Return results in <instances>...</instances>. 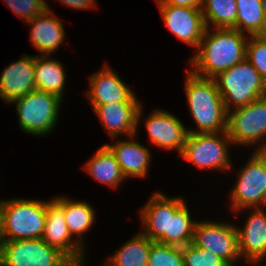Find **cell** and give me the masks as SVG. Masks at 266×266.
Instances as JSON below:
<instances>
[{
	"label": "cell",
	"mask_w": 266,
	"mask_h": 266,
	"mask_svg": "<svg viewBox=\"0 0 266 266\" xmlns=\"http://www.w3.org/2000/svg\"><path fill=\"white\" fill-rule=\"evenodd\" d=\"M206 28L194 57L191 72L214 79L246 58L247 37L233 28Z\"/></svg>",
	"instance_id": "6da1fadb"
},
{
	"label": "cell",
	"mask_w": 266,
	"mask_h": 266,
	"mask_svg": "<svg viewBox=\"0 0 266 266\" xmlns=\"http://www.w3.org/2000/svg\"><path fill=\"white\" fill-rule=\"evenodd\" d=\"M185 92L191 115L198 130L188 133L227 131L228 112L214 79L203 78L187 70Z\"/></svg>",
	"instance_id": "7a4b0ae2"
},
{
	"label": "cell",
	"mask_w": 266,
	"mask_h": 266,
	"mask_svg": "<svg viewBox=\"0 0 266 266\" xmlns=\"http://www.w3.org/2000/svg\"><path fill=\"white\" fill-rule=\"evenodd\" d=\"M47 202L12 199L3 201L2 241L40 239L46 222Z\"/></svg>",
	"instance_id": "3957f363"
},
{
	"label": "cell",
	"mask_w": 266,
	"mask_h": 266,
	"mask_svg": "<svg viewBox=\"0 0 266 266\" xmlns=\"http://www.w3.org/2000/svg\"><path fill=\"white\" fill-rule=\"evenodd\" d=\"M214 80L227 112L266 96V83L246 58Z\"/></svg>",
	"instance_id": "277c9868"
},
{
	"label": "cell",
	"mask_w": 266,
	"mask_h": 266,
	"mask_svg": "<svg viewBox=\"0 0 266 266\" xmlns=\"http://www.w3.org/2000/svg\"><path fill=\"white\" fill-rule=\"evenodd\" d=\"M61 99L55 94L34 90L14 100L19 126L27 134L46 135L51 132L58 120Z\"/></svg>",
	"instance_id": "5b68a950"
},
{
	"label": "cell",
	"mask_w": 266,
	"mask_h": 266,
	"mask_svg": "<svg viewBox=\"0 0 266 266\" xmlns=\"http://www.w3.org/2000/svg\"><path fill=\"white\" fill-rule=\"evenodd\" d=\"M59 249L40 239L0 242V266H74Z\"/></svg>",
	"instance_id": "8992f818"
},
{
	"label": "cell",
	"mask_w": 266,
	"mask_h": 266,
	"mask_svg": "<svg viewBox=\"0 0 266 266\" xmlns=\"http://www.w3.org/2000/svg\"><path fill=\"white\" fill-rule=\"evenodd\" d=\"M231 191L233 211L266 206V151H255ZM263 204V205H262Z\"/></svg>",
	"instance_id": "52a82bcc"
},
{
	"label": "cell",
	"mask_w": 266,
	"mask_h": 266,
	"mask_svg": "<svg viewBox=\"0 0 266 266\" xmlns=\"http://www.w3.org/2000/svg\"><path fill=\"white\" fill-rule=\"evenodd\" d=\"M231 143L227 131L188 133L180 155L201 169L214 168L227 171L232 166L228 155V145Z\"/></svg>",
	"instance_id": "ba28073f"
},
{
	"label": "cell",
	"mask_w": 266,
	"mask_h": 266,
	"mask_svg": "<svg viewBox=\"0 0 266 266\" xmlns=\"http://www.w3.org/2000/svg\"><path fill=\"white\" fill-rule=\"evenodd\" d=\"M227 132L233 144L254 145L266 135V96L228 112Z\"/></svg>",
	"instance_id": "9c48e42d"
},
{
	"label": "cell",
	"mask_w": 266,
	"mask_h": 266,
	"mask_svg": "<svg viewBox=\"0 0 266 266\" xmlns=\"http://www.w3.org/2000/svg\"><path fill=\"white\" fill-rule=\"evenodd\" d=\"M192 244L219 256L229 266L241 257L237 229L230 223L197 221Z\"/></svg>",
	"instance_id": "30bf717a"
},
{
	"label": "cell",
	"mask_w": 266,
	"mask_h": 266,
	"mask_svg": "<svg viewBox=\"0 0 266 266\" xmlns=\"http://www.w3.org/2000/svg\"><path fill=\"white\" fill-rule=\"evenodd\" d=\"M140 210L141 221L145 230L141 231L151 241L169 245L170 214H175L184 204L181 197L169 198L162 193H155Z\"/></svg>",
	"instance_id": "8fae6325"
},
{
	"label": "cell",
	"mask_w": 266,
	"mask_h": 266,
	"mask_svg": "<svg viewBox=\"0 0 266 266\" xmlns=\"http://www.w3.org/2000/svg\"><path fill=\"white\" fill-rule=\"evenodd\" d=\"M158 7L168 30L188 45L198 48L206 30L202 9L165 3H158Z\"/></svg>",
	"instance_id": "7c38bea8"
},
{
	"label": "cell",
	"mask_w": 266,
	"mask_h": 266,
	"mask_svg": "<svg viewBox=\"0 0 266 266\" xmlns=\"http://www.w3.org/2000/svg\"><path fill=\"white\" fill-rule=\"evenodd\" d=\"M42 240L49 246L59 249L75 265L84 263V248L71 236L63 209L54 199L47 202Z\"/></svg>",
	"instance_id": "4fadbf2b"
},
{
	"label": "cell",
	"mask_w": 266,
	"mask_h": 266,
	"mask_svg": "<svg viewBox=\"0 0 266 266\" xmlns=\"http://www.w3.org/2000/svg\"><path fill=\"white\" fill-rule=\"evenodd\" d=\"M98 115L104 129L112 138L119 134L129 136L136 135L138 123L142 117V105L140 102H113L103 105H92Z\"/></svg>",
	"instance_id": "5bb4252c"
},
{
	"label": "cell",
	"mask_w": 266,
	"mask_h": 266,
	"mask_svg": "<svg viewBox=\"0 0 266 266\" xmlns=\"http://www.w3.org/2000/svg\"><path fill=\"white\" fill-rule=\"evenodd\" d=\"M144 123L155 146L166 150L177 149L179 155L182 153L188 131L180 119L167 111L156 109Z\"/></svg>",
	"instance_id": "9a60e30c"
},
{
	"label": "cell",
	"mask_w": 266,
	"mask_h": 266,
	"mask_svg": "<svg viewBox=\"0 0 266 266\" xmlns=\"http://www.w3.org/2000/svg\"><path fill=\"white\" fill-rule=\"evenodd\" d=\"M36 90L35 56L25 55L7 66L0 77V99L7 103Z\"/></svg>",
	"instance_id": "2e32d148"
},
{
	"label": "cell",
	"mask_w": 266,
	"mask_h": 266,
	"mask_svg": "<svg viewBox=\"0 0 266 266\" xmlns=\"http://www.w3.org/2000/svg\"><path fill=\"white\" fill-rule=\"evenodd\" d=\"M88 100L92 105H103L115 102H140L109 66H104L90 77Z\"/></svg>",
	"instance_id": "e0dca14e"
},
{
	"label": "cell",
	"mask_w": 266,
	"mask_h": 266,
	"mask_svg": "<svg viewBox=\"0 0 266 266\" xmlns=\"http://www.w3.org/2000/svg\"><path fill=\"white\" fill-rule=\"evenodd\" d=\"M240 256L256 264L266 257V213L253 209L242 229L236 227Z\"/></svg>",
	"instance_id": "ac0fdd59"
},
{
	"label": "cell",
	"mask_w": 266,
	"mask_h": 266,
	"mask_svg": "<svg viewBox=\"0 0 266 266\" xmlns=\"http://www.w3.org/2000/svg\"><path fill=\"white\" fill-rule=\"evenodd\" d=\"M31 25L30 40L41 55H50L64 42L65 29L62 21L47 9L39 16L26 22Z\"/></svg>",
	"instance_id": "d6986e66"
},
{
	"label": "cell",
	"mask_w": 266,
	"mask_h": 266,
	"mask_svg": "<svg viewBox=\"0 0 266 266\" xmlns=\"http://www.w3.org/2000/svg\"><path fill=\"white\" fill-rule=\"evenodd\" d=\"M135 136L130 137L132 140H117L113 145L105 144L115 155L125 178L146 177L149 171L150 151L139 142H135Z\"/></svg>",
	"instance_id": "ffe728a7"
},
{
	"label": "cell",
	"mask_w": 266,
	"mask_h": 266,
	"mask_svg": "<svg viewBox=\"0 0 266 266\" xmlns=\"http://www.w3.org/2000/svg\"><path fill=\"white\" fill-rule=\"evenodd\" d=\"M84 169L96 181L111 188H116L126 179L115 155L105 144L87 161Z\"/></svg>",
	"instance_id": "44dd1931"
},
{
	"label": "cell",
	"mask_w": 266,
	"mask_h": 266,
	"mask_svg": "<svg viewBox=\"0 0 266 266\" xmlns=\"http://www.w3.org/2000/svg\"><path fill=\"white\" fill-rule=\"evenodd\" d=\"M54 200L62 207L66 217V225L72 237L77 234V242L84 248L83 234L90 229L95 221V211L87 202L73 201L65 197Z\"/></svg>",
	"instance_id": "7402d4cb"
},
{
	"label": "cell",
	"mask_w": 266,
	"mask_h": 266,
	"mask_svg": "<svg viewBox=\"0 0 266 266\" xmlns=\"http://www.w3.org/2000/svg\"><path fill=\"white\" fill-rule=\"evenodd\" d=\"M49 55L35 56L36 89L63 97L65 73L59 61L48 59Z\"/></svg>",
	"instance_id": "603a6c76"
},
{
	"label": "cell",
	"mask_w": 266,
	"mask_h": 266,
	"mask_svg": "<svg viewBox=\"0 0 266 266\" xmlns=\"http://www.w3.org/2000/svg\"><path fill=\"white\" fill-rule=\"evenodd\" d=\"M150 248L151 240L139 232L106 262L110 266H148Z\"/></svg>",
	"instance_id": "cb8c5ba5"
},
{
	"label": "cell",
	"mask_w": 266,
	"mask_h": 266,
	"mask_svg": "<svg viewBox=\"0 0 266 266\" xmlns=\"http://www.w3.org/2000/svg\"><path fill=\"white\" fill-rule=\"evenodd\" d=\"M206 28L235 29L236 0H202L201 7Z\"/></svg>",
	"instance_id": "d4e9b609"
},
{
	"label": "cell",
	"mask_w": 266,
	"mask_h": 266,
	"mask_svg": "<svg viewBox=\"0 0 266 266\" xmlns=\"http://www.w3.org/2000/svg\"><path fill=\"white\" fill-rule=\"evenodd\" d=\"M237 16L235 29L248 36H256L262 27L266 0H236Z\"/></svg>",
	"instance_id": "484cf974"
},
{
	"label": "cell",
	"mask_w": 266,
	"mask_h": 266,
	"mask_svg": "<svg viewBox=\"0 0 266 266\" xmlns=\"http://www.w3.org/2000/svg\"><path fill=\"white\" fill-rule=\"evenodd\" d=\"M196 223L192 221L186 204L175 214H170L169 246L184 247L192 243Z\"/></svg>",
	"instance_id": "4316f807"
},
{
	"label": "cell",
	"mask_w": 266,
	"mask_h": 266,
	"mask_svg": "<svg viewBox=\"0 0 266 266\" xmlns=\"http://www.w3.org/2000/svg\"><path fill=\"white\" fill-rule=\"evenodd\" d=\"M148 266H184L182 247L151 241Z\"/></svg>",
	"instance_id": "83f0119b"
},
{
	"label": "cell",
	"mask_w": 266,
	"mask_h": 266,
	"mask_svg": "<svg viewBox=\"0 0 266 266\" xmlns=\"http://www.w3.org/2000/svg\"><path fill=\"white\" fill-rule=\"evenodd\" d=\"M182 254L184 266H229L219 256L192 243L182 247Z\"/></svg>",
	"instance_id": "f1b7e54d"
},
{
	"label": "cell",
	"mask_w": 266,
	"mask_h": 266,
	"mask_svg": "<svg viewBox=\"0 0 266 266\" xmlns=\"http://www.w3.org/2000/svg\"><path fill=\"white\" fill-rule=\"evenodd\" d=\"M246 59L266 83V42L256 36H250L246 44Z\"/></svg>",
	"instance_id": "f546056e"
},
{
	"label": "cell",
	"mask_w": 266,
	"mask_h": 266,
	"mask_svg": "<svg viewBox=\"0 0 266 266\" xmlns=\"http://www.w3.org/2000/svg\"><path fill=\"white\" fill-rule=\"evenodd\" d=\"M4 2L25 22L36 18L47 9L45 0H4Z\"/></svg>",
	"instance_id": "4dcf8cb0"
},
{
	"label": "cell",
	"mask_w": 266,
	"mask_h": 266,
	"mask_svg": "<svg viewBox=\"0 0 266 266\" xmlns=\"http://www.w3.org/2000/svg\"><path fill=\"white\" fill-rule=\"evenodd\" d=\"M59 1L66 6L81 10L92 8L96 5L95 3L96 0H59Z\"/></svg>",
	"instance_id": "1f68e13d"
},
{
	"label": "cell",
	"mask_w": 266,
	"mask_h": 266,
	"mask_svg": "<svg viewBox=\"0 0 266 266\" xmlns=\"http://www.w3.org/2000/svg\"><path fill=\"white\" fill-rule=\"evenodd\" d=\"M157 3L171 4L174 6L201 7L202 0H157Z\"/></svg>",
	"instance_id": "d6a6232c"
},
{
	"label": "cell",
	"mask_w": 266,
	"mask_h": 266,
	"mask_svg": "<svg viewBox=\"0 0 266 266\" xmlns=\"http://www.w3.org/2000/svg\"><path fill=\"white\" fill-rule=\"evenodd\" d=\"M257 38L266 42V11L263 18L262 27L260 28L259 32L256 35Z\"/></svg>",
	"instance_id": "836d02e7"
},
{
	"label": "cell",
	"mask_w": 266,
	"mask_h": 266,
	"mask_svg": "<svg viewBox=\"0 0 266 266\" xmlns=\"http://www.w3.org/2000/svg\"><path fill=\"white\" fill-rule=\"evenodd\" d=\"M2 209H3V201H0V242L2 241Z\"/></svg>",
	"instance_id": "e575fe53"
},
{
	"label": "cell",
	"mask_w": 266,
	"mask_h": 266,
	"mask_svg": "<svg viewBox=\"0 0 266 266\" xmlns=\"http://www.w3.org/2000/svg\"><path fill=\"white\" fill-rule=\"evenodd\" d=\"M261 147H257V149L255 151H266V143L265 144H261Z\"/></svg>",
	"instance_id": "d590c367"
},
{
	"label": "cell",
	"mask_w": 266,
	"mask_h": 266,
	"mask_svg": "<svg viewBox=\"0 0 266 266\" xmlns=\"http://www.w3.org/2000/svg\"><path fill=\"white\" fill-rule=\"evenodd\" d=\"M74 266H83V264H76V265H74Z\"/></svg>",
	"instance_id": "8d00e7d4"
}]
</instances>
